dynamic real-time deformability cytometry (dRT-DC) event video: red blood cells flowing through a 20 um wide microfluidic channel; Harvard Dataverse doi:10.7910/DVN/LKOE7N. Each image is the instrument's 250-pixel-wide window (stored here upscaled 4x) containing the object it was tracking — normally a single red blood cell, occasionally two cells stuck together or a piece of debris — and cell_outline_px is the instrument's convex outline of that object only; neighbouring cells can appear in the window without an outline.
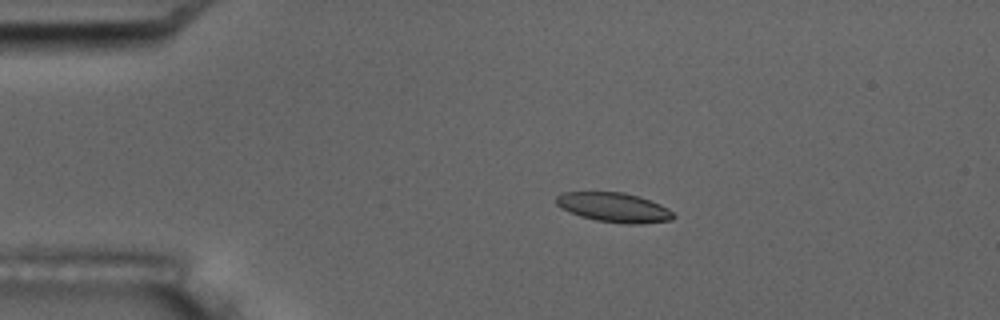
{"species": "common noctule bat (a hibernating species)", "species_latin": "Nyctalus noctula", "temperature_condition": "room temperature", "stored_images_in_passage": 7, "camera_frame_rate_fps": 3000, "um_per_image_px": 0.085, "animal": {"sex": "male", "body_mass_g": 17.5, "forearm_length_mm": 52.3}, "frame": {"image": 1, "passage_image": 3, "time_ms": 3.333, "image_size_px": [1000, 320], "cell_outline_px": [[676, 216], [672, 220], [640, 224], [628, 224], [596, 220], [580, 216], [556, 204], [556, 196], [564, 192], [624, 192], [640, 196], [660, 204], [668, 208]], "centroid_in_image_um": [52.24, 17.63], "position_along_channel_um": 32.8, "area_um2": 20.06}}
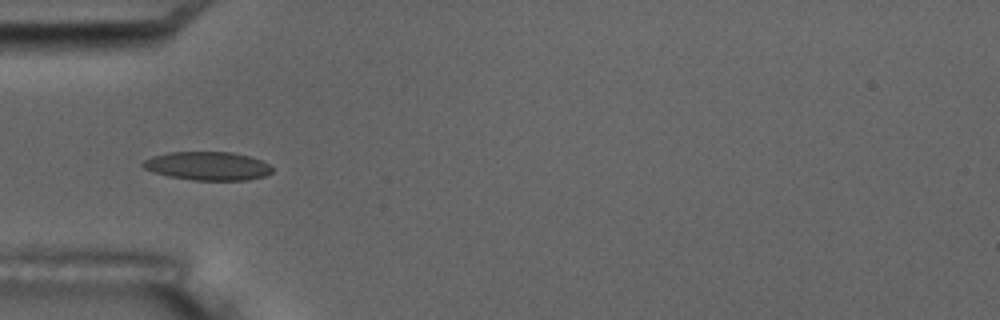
{"frame": {"image": 2, "passage_image": 5, "time_ms": 5.667, "image_size_px": [1000, 320], "cell_outline_px": [[272, 172], [264, 176], [248, 180], [192, 180], [168, 176], [152, 172], [144, 168], [140, 164], [144, 160], [152, 156], [168, 152], [232, 152], [248, 156], [260, 160], [268, 164], [272, 168]], "centroid_in_image_um": [17.61, 14.11], "position_along_channel_um": 67.4, "area_um2": 21.5}}